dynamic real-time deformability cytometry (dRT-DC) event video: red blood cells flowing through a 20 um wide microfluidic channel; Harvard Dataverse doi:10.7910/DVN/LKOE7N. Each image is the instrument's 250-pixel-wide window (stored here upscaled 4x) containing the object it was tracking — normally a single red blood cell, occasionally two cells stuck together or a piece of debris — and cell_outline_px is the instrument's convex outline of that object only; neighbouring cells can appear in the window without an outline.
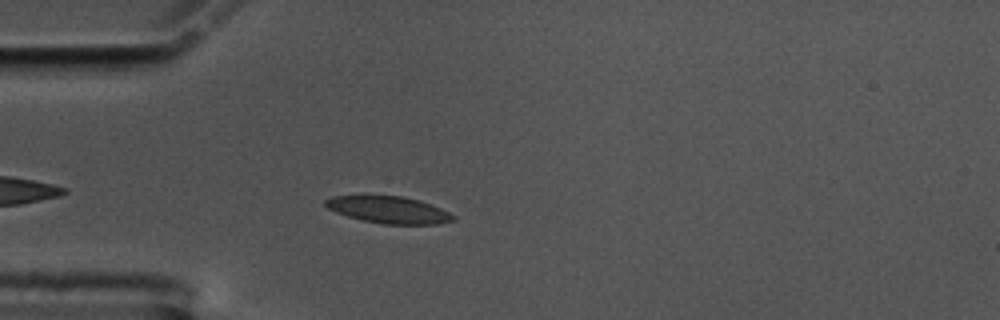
{"species": "common noctule bat (a hibernating species)", "species_latin": "Nyctalus noctula", "temperature_condition": "cold", "stored_images_in_passage": 47, "camera_frame_rate_fps": 3000, "um_per_image_px": 0.085, "animal": {"sex": "male", "body_mass_g": 17.5, "forearm_length_mm": 52.3}, "frame": {"image": 1, "passage_image": 5, "time_ms": 1.333, "image_size_px": [1000, 320], "cell_outline_px": [[456, 220], [436, 224], [380, 224], [360, 220], [336, 212], [328, 208], [324, 204], [324, 200], [332, 196], [400, 196], [416, 200], [440, 208], [456, 216]], "centroid_in_image_um": [33.02, 17.85], "position_along_channel_um": 52.0, "area_um2": 19.83}}
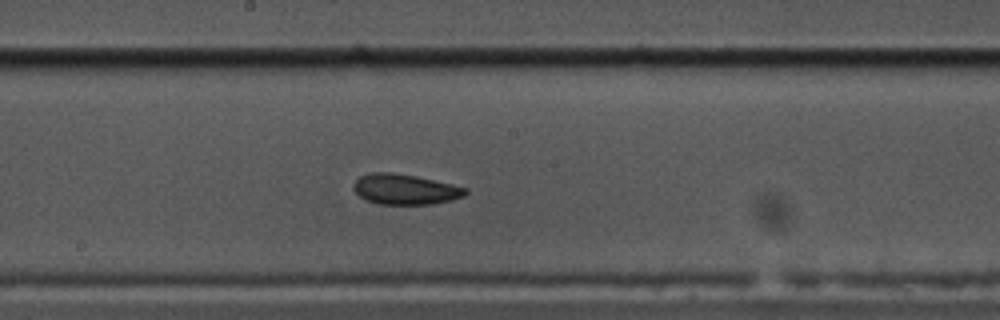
{"frame": {"image": 2, "passage_image": 20, "time_ms": 6.333, "image_size_px": [1000, 320], "cell_outline_px": [[468, 192], [464, 196], [452, 200], [432, 204], [376, 204], [364, 200], [352, 188], [352, 184], [360, 176], [368, 172], [392, 172], [416, 176], [452, 184], [468, 188]], "centroid_in_image_um": [34.41, 16.09], "position_along_channel_um": 213.8, "area_um2": 20.06}}
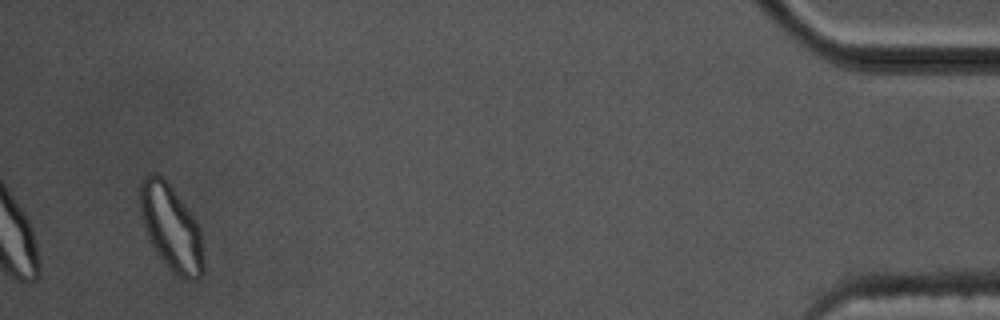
{"frame": {"image": 3, "passage_image": 45, "time_ms": 14.667, "image_size_px": [1000, 320], "cell_outline_px": [[204, 272], [196, 280], [188, 280], [176, 276], [172, 272], [156, 252], [148, 240], [140, 212], [140, 180], [148, 172], [156, 172], [164, 176], [196, 220], [200, 228], [204, 260]], "centroid_in_image_um": [14.54, 19.34], "position_along_channel_um": 420.7, "area_um2": 32.25}, "authors_computed_cell_mechanics": {"area_um2": 20.2878, "velocity_mm_per_s": 3.4213, "shape_relaxation_time_tau1_ms": null, "shape_relaxation_time_tau2_ms": 3.3851, "deformation_change_tau1": null, "deformation_change_tau2": 0.0659}}